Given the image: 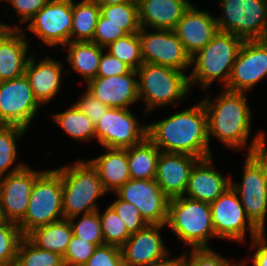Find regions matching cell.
<instances>
[{"label": "cell", "mask_w": 267, "mask_h": 266, "mask_svg": "<svg viewBox=\"0 0 267 266\" xmlns=\"http://www.w3.org/2000/svg\"><path fill=\"white\" fill-rule=\"evenodd\" d=\"M147 137L161 152L187 154L200 159L214 156L202 101L161 121L147 124Z\"/></svg>", "instance_id": "1"}, {"label": "cell", "mask_w": 267, "mask_h": 266, "mask_svg": "<svg viewBox=\"0 0 267 266\" xmlns=\"http://www.w3.org/2000/svg\"><path fill=\"white\" fill-rule=\"evenodd\" d=\"M210 97L201 100L207 112L209 140L213 136L226 148L247 149L248 153L265 132L256 133L249 144L253 114L246 93L223 88V92L215 99Z\"/></svg>", "instance_id": "2"}, {"label": "cell", "mask_w": 267, "mask_h": 266, "mask_svg": "<svg viewBox=\"0 0 267 266\" xmlns=\"http://www.w3.org/2000/svg\"><path fill=\"white\" fill-rule=\"evenodd\" d=\"M243 42V39L232 33L218 31L205 47L191 57L193 66L188 74L190 88L198 85L206 90L216 80L224 88Z\"/></svg>", "instance_id": "3"}, {"label": "cell", "mask_w": 267, "mask_h": 266, "mask_svg": "<svg viewBox=\"0 0 267 266\" xmlns=\"http://www.w3.org/2000/svg\"><path fill=\"white\" fill-rule=\"evenodd\" d=\"M79 159L56 168L62 177L64 219L97 211L96 201L108 193L92 164Z\"/></svg>", "instance_id": "4"}, {"label": "cell", "mask_w": 267, "mask_h": 266, "mask_svg": "<svg viewBox=\"0 0 267 266\" xmlns=\"http://www.w3.org/2000/svg\"><path fill=\"white\" fill-rule=\"evenodd\" d=\"M136 71L139 100L144 103L146 115L156 108L177 105L191 92L186 72L150 63H143Z\"/></svg>", "instance_id": "5"}, {"label": "cell", "mask_w": 267, "mask_h": 266, "mask_svg": "<svg viewBox=\"0 0 267 266\" xmlns=\"http://www.w3.org/2000/svg\"><path fill=\"white\" fill-rule=\"evenodd\" d=\"M165 225L190 249L209 248V240L217 238L210 204L185 196L169 199Z\"/></svg>", "instance_id": "6"}, {"label": "cell", "mask_w": 267, "mask_h": 266, "mask_svg": "<svg viewBox=\"0 0 267 266\" xmlns=\"http://www.w3.org/2000/svg\"><path fill=\"white\" fill-rule=\"evenodd\" d=\"M62 177L54 168L35 180L24 218L17 224L23 236L37 227L64 219Z\"/></svg>", "instance_id": "7"}, {"label": "cell", "mask_w": 267, "mask_h": 266, "mask_svg": "<svg viewBox=\"0 0 267 266\" xmlns=\"http://www.w3.org/2000/svg\"><path fill=\"white\" fill-rule=\"evenodd\" d=\"M221 16L218 31L232 33L243 40H262L267 36V0H219Z\"/></svg>", "instance_id": "8"}, {"label": "cell", "mask_w": 267, "mask_h": 266, "mask_svg": "<svg viewBox=\"0 0 267 266\" xmlns=\"http://www.w3.org/2000/svg\"><path fill=\"white\" fill-rule=\"evenodd\" d=\"M210 208L215 235L219 239L243 242L246 231L250 232L251 240L261 232L248 218L231 186L210 203Z\"/></svg>", "instance_id": "9"}, {"label": "cell", "mask_w": 267, "mask_h": 266, "mask_svg": "<svg viewBox=\"0 0 267 266\" xmlns=\"http://www.w3.org/2000/svg\"><path fill=\"white\" fill-rule=\"evenodd\" d=\"M96 141L102 148L127 149L141 143L147 137V124L130 108H108L95 125Z\"/></svg>", "instance_id": "10"}, {"label": "cell", "mask_w": 267, "mask_h": 266, "mask_svg": "<svg viewBox=\"0 0 267 266\" xmlns=\"http://www.w3.org/2000/svg\"><path fill=\"white\" fill-rule=\"evenodd\" d=\"M43 106L34 97L27 76L0 81V124L28 130Z\"/></svg>", "instance_id": "11"}, {"label": "cell", "mask_w": 267, "mask_h": 266, "mask_svg": "<svg viewBox=\"0 0 267 266\" xmlns=\"http://www.w3.org/2000/svg\"><path fill=\"white\" fill-rule=\"evenodd\" d=\"M27 24L20 29L31 31L43 46H65L72 29V0H51Z\"/></svg>", "instance_id": "12"}, {"label": "cell", "mask_w": 267, "mask_h": 266, "mask_svg": "<svg viewBox=\"0 0 267 266\" xmlns=\"http://www.w3.org/2000/svg\"><path fill=\"white\" fill-rule=\"evenodd\" d=\"M138 35L143 63L168 66L183 72L192 66L190 55L173 30L153 29L151 32L141 27Z\"/></svg>", "instance_id": "13"}, {"label": "cell", "mask_w": 267, "mask_h": 266, "mask_svg": "<svg viewBox=\"0 0 267 266\" xmlns=\"http://www.w3.org/2000/svg\"><path fill=\"white\" fill-rule=\"evenodd\" d=\"M114 193L137 207L148 225L166 224L169 198L155 179H130Z\"/></svg>", "instance_id": "14"}, {"label": "cell", "mask_w": 267, "mask_h": 266, "mask_svg": "<svg viewBox=\"0 0 267 266\" xmlns=\"http://www.w3.org/2000/svg\"><path fill=\"white\" fill-rule=\"evenodd\" d=\"M267 77V41L244 40L224 89L246 93Z\"/></svg>", "instance_id": "15"}, {"label": "cell", "mask_w": 267, "mask_h": 266, "mask_svg": "<svg viewBox=\"0 0 267 266\" xmlns=\"http://www.w3.org/2000/svg\"><path fill=\"white\" fill-rule=\"evenodd\" d=\"M243 163L241 182L231 178V187L236 191L250 221L260 230H266L267 182L257 163L247 154Z\"/></svg>", "instance_id": "16"}, {"label": "cell", "mask_w": 267, "mask_h": 266, "mask_svg": "<svg viewBox=\"0 0 267 266\" xmlns=\"http://www.w3.org/2000/svg\"><path fill=\"white\" fill-rule=\"evenodd\" d=\"M43 171L26 165L18 172L0 177V202L5 221L18 224L24 218L34 182Z\"/></svg>", "instance_id": "17"}, {"label": "cell", "mask_w": 267, "mask_h": 266, "mask_svg": "<svg viewBox=\"0 0 267 266\" xmlns=\"http://www.w3.org/2000/svg\"><path fill=\"white\" fill-rule=\"evenodd\" d=\"M136 77L132 69L121 76L96 77L86 83V90L110 108H130L140 101Z\"/></svg>", "instance_id": "18"}, {"label": "cell", "mask_w": 267, "mask_h": 266, "mask_svg": "<svg viewBox=\"0 0 267 266\" xmlns=\"http://www.w3.org/2000/svg\"><path fill=\"white\" fill-rule=\"evenodd\" d=\"M164 227L166 225H147L132 234L121 246L125 266H148L170 255L160 234Z\"/></svg>", "instance_id": "19"}, {"label": "cell", "mask_w": 267, "mask_h": 266, "mask_svg": "<svg viewBox=\"0 0 267 266\" xmlns=\"http://www.w3.org/2000/svg\"><path fill=\"white\" fill-rule=\"evenodd\" d=\"M174 33L190 57L205 47L218 32L216 17L193 4L178 21Z\"/></svg>", "instance_id": "20"}, {"label": "cell", "mask_w": 267, "mask_h": 266, "mask_svg": "<svg viewBox=\"0 0 267 266\" xmlns=\"http://www.w3.org/2000/svg\"><path fill=\"white\" fill-rule=\"evenodd\" d=\"M200 158L160 152L155 180L169 198L184 196L194 165Z\"/></svg>", "instance_id": "21"}, {"label": "cell", "mask_w": 267, "mask_h": 266, "mask_svg": "<svg viewBox=\"0 0 267 266\" xmlns=\"http://www.w3.org/2000/svg\"><path fill=\"white\" fill-rule=\"evenodd\" d=\"M34 54V55H33ZM35 53L31 56L26 64L25 75L27 76L34 97L41 105L51 102L57 97L61 88L63 73V64L61 61L46 56L37 62Z\"/></svg>", "instance_id": "22"}, {"label": "cell", "mask_w": 267, "mask_h": 266, "mask_svg": "<svg viewBox=\"0 0 267 266\" xmlns=\"http://www.w3.org/2000/svg\"><path fill=\"white\" fill-rule=\"evenodd\" d=\"M213 156L200 159L193 167L184 196L206 203H212L228 187L231 178H227L213 163Z\"/></svg>", "instance_id": "23"}, {"label": "cell", "mask_w": 267, "mask_h": 266, "mask_svg": "<svg viewBox=\"0 0 267 266\" xmlns=\"http://www.w3.org/2000/svg\"><path fill=\"white\" fill-rule=\"evenodd\" d=\"M27 39L22 29H0V81L25 74L31 56Z\"/></svg>", "instance_id": "24"}, {"label": "cell", "mask_w": 267, "mask_h": 266, "mask_svg": "<svg viewBox=\"0 0 267 266\" xmlns=\"http://www.w3.org/2000/svg\"><path fill=\"white\" fill-rule=\"evenodd\" d=\"M139 23L147 29L173 30L193 4L188 0H138Z\"/></svg>", "instance_id": "25"}, {"label": "cell", "mask_w": 267, "mask_h": 266, "mask_svg": "<svg viewBox=\"0 0 267 266\" xmlns=\"http://www.w3.org/2000/svg\"><path fill=\"white\" fill-rule=\"evenodd\" d=\"M104 154L88 161L97 170L107 192H115L131 179L127 149L104 148Z\"/></svg>", "instance_id": "26"}, {"label": "cell", "mask_w": 267, "mask_h": 266, "mask_svg": "<svg viewBox=\"0 0 267 266\" xmlns=\"http://www.w3.org/2000/svg\"><path fill=\"white\" fill-rule=\"evenodd\" d=\"M66 60L71 65L69 69L81 75L87 83L96 78L100 59L105 48L92 41H75L66 45ZM72 67V68H71Z\"/></svg>", "instance_id": "27"}, {"label": "cell", "mask_w": 267, "mask_h": 266, "mask_svg": "<svg viewBox=\"0 0 267 266\" xmlns=\"http://www.w3.org/2000/svg\"><path fill=\"white\" fill-rule=\"evenodd\" d=\"M72 236L73 229L69 219L37 227L26 235L35 246L59 253L61 256L65 254Z\"/></svg>", "instance_id": "28"}, {"label": "cell", "mask_w": 267, "mask_h": 266, "mask_svg": "<svg viewBox=\"0 0 267 266\" xmlns=\"http://www.w3.org/2000/svg\"><path fill=\"white\" fill-rule=\"evenodd\" d=\"M160 152L148 137L141 143L127 148L131 179H155Z\"/></svg>", "instance_id": "29"}, {"label": "cell", "mask_w": 267, "mask_h": 266, "mask_svg": "<svg viewBox=\"0 0 267 266\" xmlns=\"http://www.w3.org/2000/svg\"><path fill=\"white\" fill-rule=\"evenodd\" d=\"M99 16L100 6L95 0H81L76 3L72 0L70 42L92 41Z\"/></svg>", "instance_id": "30"}, {"label": "cell", "mask_w": 267, "mask_h": 266, "mask_svg": "<svg viewBox=\"0 0 267 266\" xmlns=\"http://www.w3.org/2000/svg\"><path fill=\"white\" fill-rule=\"evenodd\" d=\"M53 121L65 134L76 141L95 139V124L74 103L67 110L52 115Z\"/></svg>", "instance_id": "31"}, {"label": "cell", "mask_w": 267, "mask_h": 266, "mask_svg": "<svg viewBox=\"0 0 267 266\" xmlns=\"http://www.w3.org/2000/svg\"><path fill=\"white\" fill-rule=\"evenodd\" d=\"M26 131L15 125H0V177L18 172L27 165L24 162L16 163L18 154L16 142Z\"/></svg>", "instance_id": "32"}, {"label": "cell", "mask_w": 267, "mask_h": 266, "mask_svg": "<svg viewBox=\"0 0 267 266\" xmlns=\"http://www.w3.org/2000/svg\"><path fill=\"white\" fill-rule=\"evenodd\" d=\"M14 266H64V263L59 253L41 249L23 236L18 245Z\"/></svg>", "instance_id": "33"}, {"label": "cell", "mask_w": 267, "mask_h": 266, "mask_svg": "<svg viewBox=\"0 0 267 266\" xmlns=\"http://www.w3.org/2000/svg\"><path fill=\"white\" fill-rule=\"evenodd\" d=\"M100 14L108 19V22L120 26L127 34L140 31L138 3L124 2L109 6H100Z\"/></svg>", "instance_id": "34"}, {"label": "cell", "mask_w": 267, "mask_h": 266, "mask_svg": "<svg viewBox=\"0 0 267 266\" xmlns=\"http://www.w3.org/2000/svg\"><path fill=\"white\" fill-rule=\"evenodd\" d=\"M105 50L126 63L132 70H137L143 64L138 33L127 34L118 38L107 46Z\"/></svg>", "instance_id": "35"}, {"label": "cell", "mask_w": 267, "mask_h": 266, "mask_svg": "<svg viewBox=\"0 0 267 266\" xmlns=\"http://www.w3.org/2000/svg\"><path fill=\"white\" fill-rule=\"evenodd\" d=\"M81 216V217H80ZM79 220L76 222V219ZM73 229V235L87 243L95 244L97 247L104 245L101 221L98 211L77 215L69 218Z\"/></svg>", "instance_id": "36"}, {"label": "cell", "mask_w": 267, "mask_h": 266, "mask_svg": "<svg viewBox=\"0 0 267 266\" xmlns=\"http://www.w3.org/2000/svg\"><path fill=\"white\" fill-rule=\"evenodd\" d=\"M97 211L101 221L104 244L121 247L131 236L124 222L110 205L103 213L100 212V208Z\"/></svg>", "instance_id": "37"}, {"label": "cell", "mask_w": 267, "mask_h": 266, "mask_svg": "<svg viewBox=\"0 0 267 266\" xmlns=\"http://www.w3.org/2000/svg\"><path fill=\"white\" fill-rule=\"evenodd\" d=\"M23 238L17 223H0V266H14L18 245Z\"/></svg>", "instance_id": "38"}, {"label": "cell", "mask_w": 267, "mask_h": 266, "mask_svg": "<svg viewBox=\"0 0 267 266\" xmlns=\"http://www.w3.org/2000/svg\"><path fill=\"white\" fill-rule=\"evenodd\" d=\"M183 252L185 266H242L239 261H232L226 257H222L212 248L191 249Z\"/></svg>", "instance_id": "39"}, {"label": "cell", "mask_w": 267, "mask_h": 266, "mask_svg": "<svg viewBox=\"0 0 267 266\" xmlns=\"http://www.w3.org/2000/svg\"><path fill=\"white\" fill-rule=\"evenodd\" d=\"M109 205L124 222L130 235L137 233L148 225L141 217L137 207L129 202L121 200L118 196L113 203Z\"/></svg>", "instance_id": "40"}, {"label": "cell", "mask_w": 267, "mask_h": 266, "mask_svg": "<svg viewBox=\"0 0 267 266\" xmlns=\"http://www.w3.org/2000/svg\"><path fill=\"white\" fill-rule=\"evenodd\" d=\"M96 248L95 244L87 243L73 235L62 256L64 266H83L94 254Z\"/></svg>", "instance_id": "41"}, {"label": "cell", "mask_w": 267, "mask_h": 266, "mask_svg": "<svg viewBox=\"0 0 267 266\" xmlns=\"http://www.w3.org/2000/svg\"><path fill=\"white\" fill-rule=\"evenodd\" d=\"M83 266H125L121 247L108 244L98 246Z\"/></svg>", "instance_id": "42"}, {"label": "cell", "mask_w": 267, "mask_h": 266, "mask_svg": "<svg viewBox=\"0 0 267 266\" xmlns=\"http://www.w3.org/2000/svg\"><path fill=\"white\" fill-rule=\"evenodd\" d=\"M125 35H127V33L120 28V26L108 22V19L100 14L92 42L106 48L112 42L116 41L118 38L124 37Z\"/></svg>", "instance_id": "43"}, {"label": "cell", "mask_w": 267, "mask_h": 266, "mask_svg": "<svg viewBox=\"0 0 267 266\" xmlns=\"http://www.w3.org/2000/svg\"><path fill=\"white\" fill-rule=\"evenodd\" d=\"M51 0H4L11 4L20 24L28 23L29 20Z\"/></svg>", "instance_id": "44"}, {"label": "cell", "mask_w": 267, "mask_h": 266, "mask_svg": "<svg viewBox=\"0 0 267 266\" xmlns=\"http://www.w3.org/2000/svg\"><path fill=\"white\" fill-rule=\"evenodd\" d=\"M75 104L95 125L109 108L106 104L93 97L87 90L78 98Z\"/></svg>", "instance_id": "45"}, {"label": "cell", "mask_w": 267, "mask_h": 266, "mask_svg": "<svg viewBox=\"0 0 267 266\" xmlns=\"http://www.w3.org/2000/svg\"><path fill=\"white\" fill-rule=\"evenodd\" d=\"M130 70L131 68L126 63L104 50L96 77L121 76L128 73Z\"/></svg>", "instance_id": "46"}, {"label": "cell", "mask_w": 267, "mask_h": 266, "mask_svg": "<svg viewBox=\"0 0 267 266\" xmlns=\"http://www.w3.org/2000/svg\"><path fill=\"white\" fill-rule=\"evenodd\" d=\"M250 249L254 250V253L250 261H241L242 265L250 264L253 266H267V241L265 231H261L257 236L251 240Z\"/></svg>", "instance_id": "47"}, {"label": "cell", "mask_w": 267, "mask_h": 266, "mask_svg": "<svg viewBox=\"0 0 267 266\" xmlns=\"http://www.w3.org/2000/svg\"><path fill=\"white\" fill-rule=\"evenodd\" d=\"M266 134L264 133L247 153L260 167L263 177L267 182V147Z\"/></svg>", "instance_id": "48"}, {"label": "cell", "mask_w": 267, "mask_h": 266, "mask_svg": "<svg viewBox=\"0 0 267 266\" xmlns=\"http://www.w3.org/2000/svg\"><path fill=\"white\" fill-rule=\"evenodd\" d=\"M148 266H185L183 253L179 256L170 257L169 255L160 261L154 262Z\"/></svg>", "instance_id": "49"}, {"label": "cell", "mask_w": 267, "mask_h": 266, "mask_svg": "<svg viewBox=\"0 0 267 266\" xmlns=\"http://www.w3.org/2000/svg\"><path fill=\"white\" fill-rule=\"evenodd\" d=\"M99 6H109L124 2H137L138 0H95Z\"/></svg>", "instance_id": "50"}, {"label": "cell", "mask_w": 267, "mask_h": 266, "mask_svg": "<svg viewBox=\"0 0 267 266\" xmlns=\"http://www.w3.org/2000/svg\"><path fill=\"white\" fill-rule=\"evenodd\" d=\"M20 27H21V26H19V25L17 26L16 24H15V26H14V25L11 26V24H8V23L6 24V23H4V22L2 23V22L0 21V29H1V28H3V29H20Z\"/></svg>", "instance_id": "51"}, {"label": "cell", "mask_w": 267, "mask_h": 266, "mask_svg": "<svg viewBox=\"0 0 267 266\" xmlns=\"http://www.w3.org/2000/svg\"><path fill=\"white\" fill-rule=\"evenodd\" d=\"M3 221H5V220L3 219V214H2V209H1V202H0V223L3 222Z\"/></svg>", "instance_id": "52"}]
</instances>
